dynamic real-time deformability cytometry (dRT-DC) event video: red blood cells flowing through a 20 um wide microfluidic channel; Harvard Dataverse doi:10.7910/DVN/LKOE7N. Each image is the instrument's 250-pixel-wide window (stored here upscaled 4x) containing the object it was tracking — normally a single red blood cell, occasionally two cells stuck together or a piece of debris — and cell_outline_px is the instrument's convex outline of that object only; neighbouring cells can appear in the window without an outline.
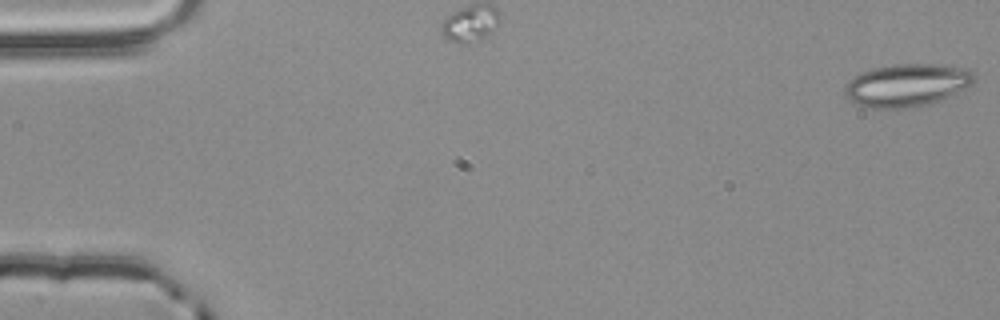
{"species": "common noctule bat (a hibernating species)", "species_latin": "Nyctalus noctula", "temperature_condition": "room temperature", "stored_images_in_passage": 2, "camera_frame_rate_fps": 3000, "um_per_image_px": 0.085, "animal": {"sex": "male", "body_mass_g": 20.4}, "frame": {"image": 1, "passage_image": 1, "time_ms": 0.0, "image_size_px": [1000, 320], "cell_outline_px": [[976, 76], [972, 84], [940, 100], [916, 108], [868, 108], [856, 104], [844, 92], [844, 84], [848, 80], [872, 68], [892, 64], [944, 64], [964, 68], [972, 72]], "centroid_in_image_um": [77.07, 7.24], "position_along_channel_um": 7.9, "area_um2": 32.25}}